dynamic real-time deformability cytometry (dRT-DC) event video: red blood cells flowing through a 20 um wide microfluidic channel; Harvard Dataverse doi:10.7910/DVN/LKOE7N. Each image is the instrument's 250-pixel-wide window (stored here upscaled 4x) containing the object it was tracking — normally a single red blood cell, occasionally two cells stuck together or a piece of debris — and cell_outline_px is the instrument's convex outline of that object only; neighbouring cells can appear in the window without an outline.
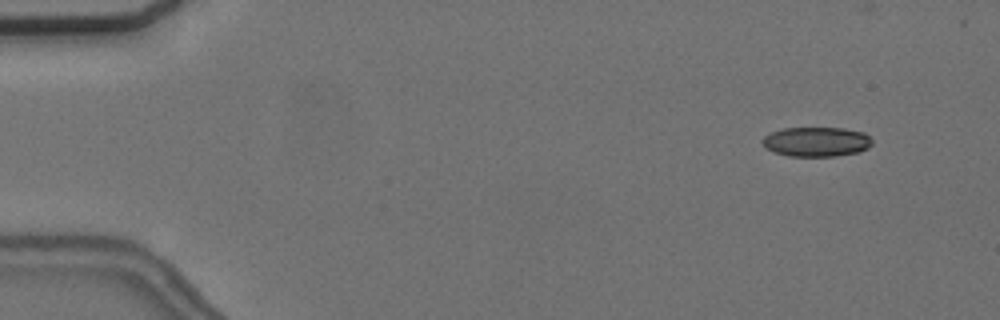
{"species": "common noctule bat (a hibernating species)", "species_latin": "Nyctalus noctula", "temperature_condition": "cold", "stored_images_in_passage": 4, "camera_frame_rate_fps": 3000, "um_per_image_px": 0.085, "animal": {"sex": "female", "body_mass_g": 24.6, "forearm_length_mm": 56.2}, "frame": {"image": 1, "passage_image": 2, "time_ms": 1.333, "image_size_px": [1000, 320], "cell_outline_px": [[872, 144], [868, 148], [860, 152], [836, 156], [788, 156], [772, 152], [760, 140], [764, 136], [772, 132], [784, 128], [844, 128], [864, 132], [872, 140]], "centroid_in_image_um": [69.41, 12.05], "position_along_channel_um": 15.6, "area_um2": 19.02}}